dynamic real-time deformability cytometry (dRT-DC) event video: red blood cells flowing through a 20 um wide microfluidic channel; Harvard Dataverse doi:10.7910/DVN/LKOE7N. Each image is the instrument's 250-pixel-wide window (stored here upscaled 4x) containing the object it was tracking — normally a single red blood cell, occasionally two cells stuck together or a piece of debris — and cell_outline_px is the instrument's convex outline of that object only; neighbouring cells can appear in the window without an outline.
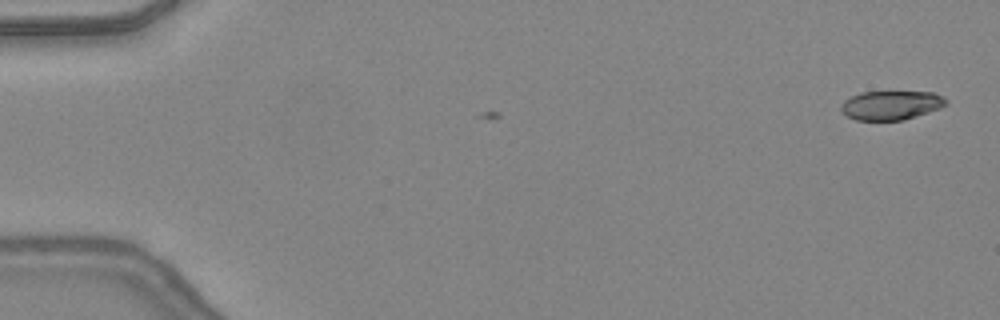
{"species": "common noctule bat (a hibernating species)", "species_latin": "Nyctalus noctula", "temperature_condition": "warm", "stored_images_in_passage": 4, "camera_frame_rate_fps": 3000, "um_per_image_px": 0.085, "animal": {"sex": "female", "body_mass_g": 24.6, "forearm_length_mm": 56.2}, "frame": {"image": 1, "passage_image": 4, "time_ms": 1.0, "image_size_px": [1000, 320], "cell_outline_px": [[948, 104], [940, 108], [904, 120], [856, 120], [844, 116], [840, 108], [840, 104], [844, 100], [860, 92], [932, 92], [944, 96], [948, 100]], "centroid_in_image_um": [75.73, 8.94], "position_along_channel_um": 9.3, "area_um2": 17.98}}